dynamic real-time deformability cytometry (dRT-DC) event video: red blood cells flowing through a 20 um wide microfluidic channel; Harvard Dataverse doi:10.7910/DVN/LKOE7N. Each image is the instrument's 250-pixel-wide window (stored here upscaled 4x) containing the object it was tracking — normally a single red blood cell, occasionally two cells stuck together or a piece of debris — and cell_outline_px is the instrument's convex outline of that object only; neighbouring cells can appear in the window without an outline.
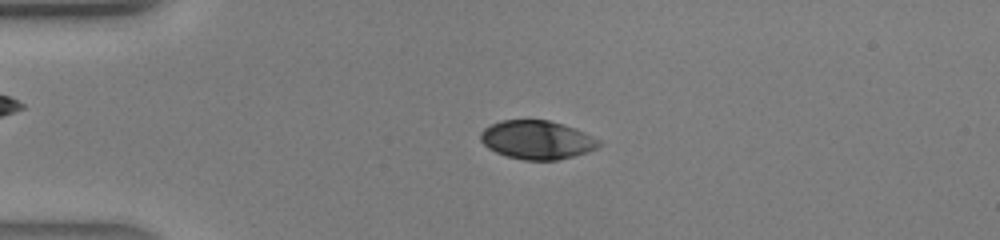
{"species": "human", "species_latin": "Homo sapiens", "temperature_condition": "warm", "stored_images_in_passage": 39, "camera_frame_rate_fps": 3000, "um_per_image_px": 0.085, "donor": {"sex": "male"}, "frame": {"image": 1, "passage_image": 8, "time_ms": 2.333, "image_size_px": [1000, 240], "cell_outline_px": [[600, 144], [596, 148], [588, 152], [556, 160], [524, 160], [508, 156], [496, 152], [488, 148], [480, 140], [480, 132], [484, 128], [500, 120], [548, 120], [584, 132], [600, 140]], "centroid_in_image_um": [45.61, 11.89], "position_along_channel_um": 39.4, "area_um2": 26.36}}
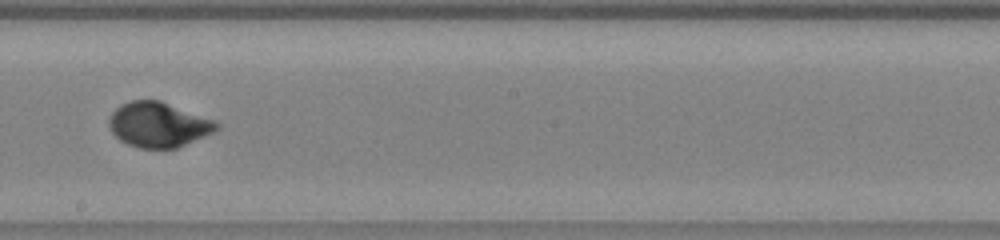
{"frame": {"image": 2, "passage_image": 22, "time_ms": 7.0, "image_size_px": [1000, 240], "cell_outline_px": [[220, 128], [212, 132], [176, 148], [140, 148], [128, 144], [120, 140], [112, 132], [108, 124], [108, 120], [112, 112], [120, 104], [132, 100], [160, 100], [216, 120], [220, 124]], "centroid_in_image_um": [13.46, 10.58], "position_along_channel_um": 234.7, "area_um2": 28.15}}
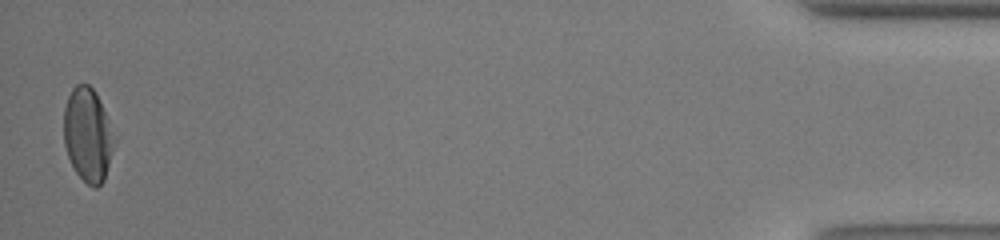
{"frame": {"image": 3, "passage_image": 39, "time_ms": 12.667, "image_size_px": [1000, 240], "cell_outline_px": [[116, 140], [104, 180], [96, 188], [92, 188], [76, 172], [68, 156], [64, 144], [64, 108], [68, 96], [72, 88], [76, 84], [88, 84], [96, 92]], "centroid_in_image_um": [7.46, 11.46], "position_along_channel_um": 427.7, "area_um2": 27.34}}